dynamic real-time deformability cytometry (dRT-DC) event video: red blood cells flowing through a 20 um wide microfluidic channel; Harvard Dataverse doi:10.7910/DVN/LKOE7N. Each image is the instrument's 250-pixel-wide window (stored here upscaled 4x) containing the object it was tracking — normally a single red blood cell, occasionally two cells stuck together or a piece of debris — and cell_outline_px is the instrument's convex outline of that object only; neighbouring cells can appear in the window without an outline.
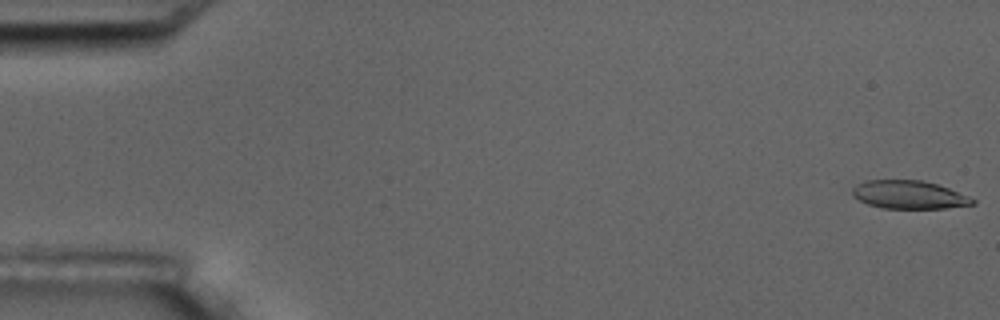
{"species": "common noctule bat (a hibernating species)", "species_latin": "Nyctalus noctula", "temperature_condition": "room temperature", "stored_images_in_passage": 7, "camera_frame_rate_fps": 3000, "um_per_image_px": 0.085, "animal": {"sex": "male", "body_mass_g": 17.5, "forearm_length_mm": 52.3}, "frame": {"image": 1, "passage_image": 1, "time_ms": 0.0, "image_size_px": [1000, 320], "cell_outline_px": [[976, 204], [944, 208], [880, 208], [868, 204], [852, 196], [852, 188], [856, 184], [864, 180], [924, 180], [948, 188], [968, 196], [976, 200]], "centroid_in_image_um": [77.24, 16.55], "position_along_channel_um": 7.8, "area_um2": 19.77}}
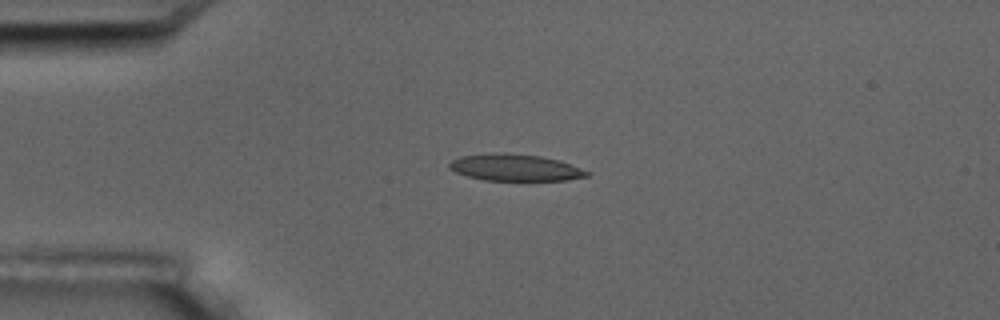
{"frame": {"image": 2, "passage_image": 5, "time_ms": 4.333, "image_size_px": [1000, 320], "cell_outline_px": [[588, 176], [568, 180], [484, 180], [468, 176], [456, 172], [448, 168], [448, 164], [452, 160], [460, 156], [488, 152], [504, 152], [540, 156], [560, 160], [580, 168], [588, 172]], "centroid_in_image_um": [43.74, 14.22], "position_along_channel_um": 41.3, "area_um2": 21.5}}